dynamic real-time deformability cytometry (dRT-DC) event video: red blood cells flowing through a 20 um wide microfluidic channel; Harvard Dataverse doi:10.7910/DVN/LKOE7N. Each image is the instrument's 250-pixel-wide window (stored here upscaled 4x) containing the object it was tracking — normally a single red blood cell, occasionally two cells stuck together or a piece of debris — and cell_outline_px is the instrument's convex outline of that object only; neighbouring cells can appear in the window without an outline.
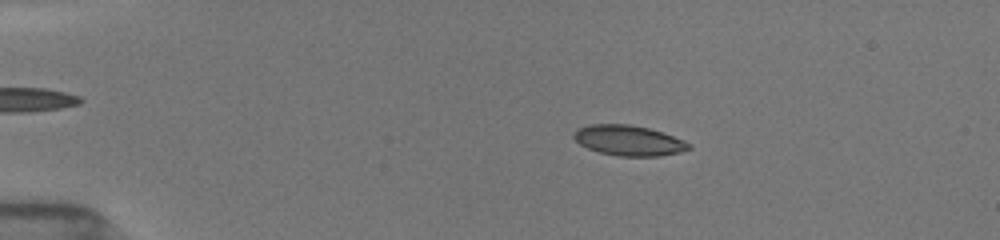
{"species": "common noctule bat (a hibernating species)", "species_latin": "Nyctalus noctula", "temperature_condition": "room temperature", "stored_images_in_passage": 53, "camera_frame_rate_fps": 3000, "um_per_image_px": 0.085, "animal": {"sex": "female", "body_mass_g": 19.5, "forearm_length_mm": 54.1}, "frame": {"image": 1, "passage_image": 11, "time_ms": 3.333, "image_size_px": [1000, 240], "cell_outline_px": [[692, 148], [680, 152], [660, 156], [620, 156], [600, 152], [588, 148], [580, 144], [572, 136], [572, 132], [580, 128], [592, 124], [628, 124], [648, 128], [684, 140], [692, 144]], "centroid_in_image_um": [53.45, 11.94], "position_along_channel_um": 31.5, "area_um2": 20.17}}
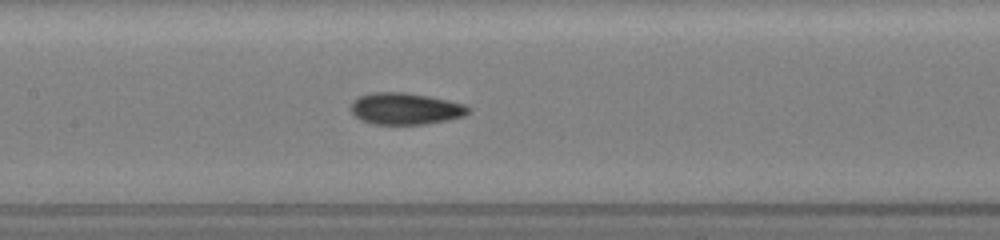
{"frame": {"image": 2, "passage_image": 27, "time_ms": 8.667, "image_size_px": [1000, 240], "cell_outline_px": [[472, 108], [464, 116], [448, 120], [428, 124], [372, 124], [360, 120], [348, 108], [352, 100], [360, 96], [372, 92], [404, 92], [428, 96], [448, 100], [464, 104]], "centroid_in_image_um": [34.44, 9.24], "position_along_channel_um": 173.0, "area_um2": 21.91}}
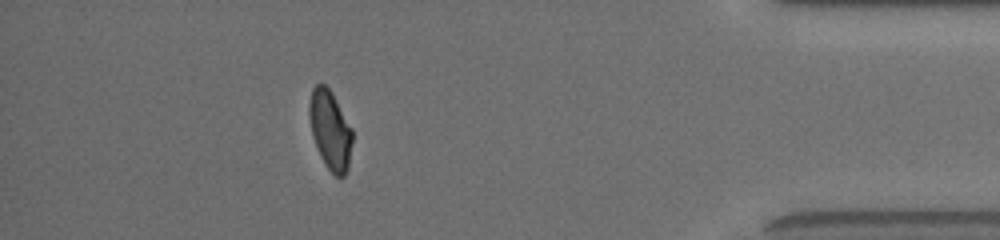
{"frame": {"image": 3, "passage_image": 48, "time_ms": 15.667, "image_size_px": [1000, 240], "cell_outline_px": [[352, 140], [348, 168], [344, 176], [336, 176], [324, 164], [320, 156], [312, 136], [308, 112], [308, 104], [312, 88], [316, 84], [324, 84], [332, 92], [352, 128]], "centroid_in_image_um": [28.05, 11.03], "position_along_channel_um": 407.2, "area_um2": 19.88}, "authors_computed_cell_mechanics": {"area_um2": 20.519, "velocity_mm_per_s": 3.9244, "shape_relaxation_time_tau1_ms": 4.8372, "shape_relaxation_time_tau2_ms": 2.1974, "deformation_change_tau1": 0.1424, "deformation_change_tau2": 0.0792}}